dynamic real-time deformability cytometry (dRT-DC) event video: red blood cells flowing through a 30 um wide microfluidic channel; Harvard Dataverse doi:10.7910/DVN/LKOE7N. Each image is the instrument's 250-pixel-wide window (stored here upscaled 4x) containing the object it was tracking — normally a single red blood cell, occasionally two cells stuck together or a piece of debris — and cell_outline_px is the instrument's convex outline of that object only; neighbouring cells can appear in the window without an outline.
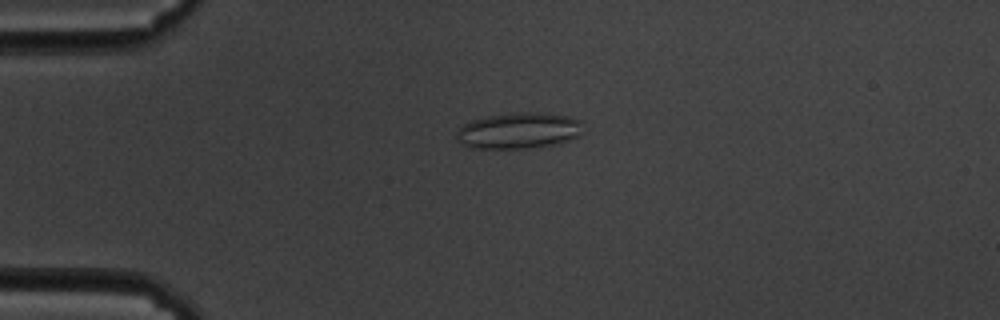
{"species": "common noctule bat (a hibernating species)", "species_latin": "Nyctalus noctula", "temperature_condition": "cold", "stored_images_in_passage": 60, "camera_frame_rate_fps": 3000, "um_per_image_px": 0.085, "animal": {"sex": "male", "body_mass_g": 19.5, "forearm_length_mm": 54.6}, "frame": {"image": 1, "passage_image": 15, "time_ms": 4.667, "image_size_px": [1000, 320], "cell_outline_px": [[580, 132], [576, 136], [568, 140], [556, 144], [524, 148], [472, 148], [460, 144], [456, 136], [456, 132], [468, 120], [488, 116], [512, 112], [548, 112], [568, 116], [580, 120]], "centroid_in_image_um": [44.04, 11.08], "position_along_channel_um": 41.0, "area_um2": 26.65}}
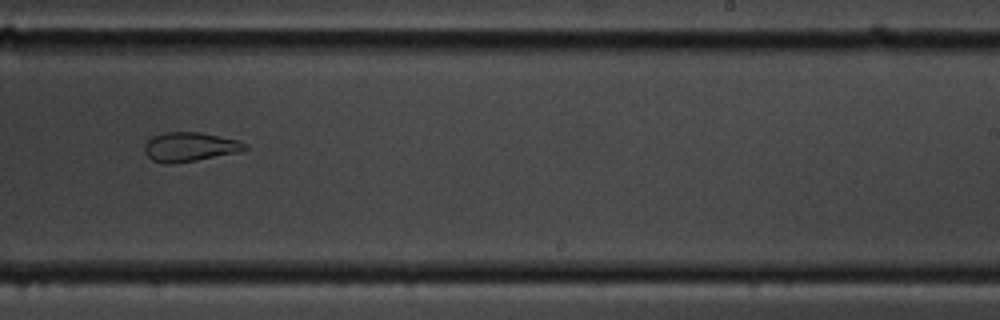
{"frame": {"image": 2, "passage_image": 38, "time_ms": 12.333, "image_size_px": [1000, 320], "cell_outline_px": [[248, 148], [236, 152], [196, 160], [172, 164], [164, 164], [152, 160], [144, 152], [144, 144], [152, 136], [164, 132], [200, 132], [240, 140], [248, 144]], "centroid_in_image_um": [16.11, 12.48], "position_along_channel_um": 272.9, "area_um2": 17.17}}
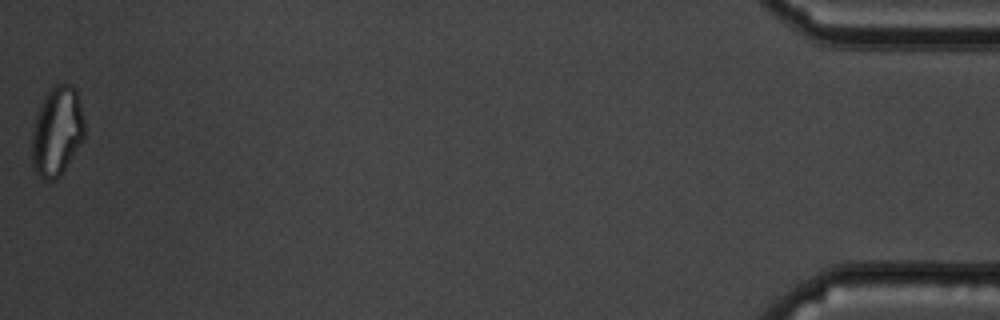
{"frame": {"image": 3, "passage_image": 60, "time_ms": 19.667, "image_size_px": [1000, 320], "cell_outline_px": [[84, 136], [80, 144], [64, 172], [56, 180], [44, 180], [36, 172], [32, 164], [32, 132], [36, 116], [40, 104], [44, 96], [56, 84], [72, 84], [76, 88], [84, 120]], "centroid_in_image_um": [4.84, 11.18], "position_along_channel_um": 430.4, "area_um2": 27.46}, "authors_computed_cell_mechanics": {"area_um2": 24.276, "velocity_mm_per_s": 3.3899, "shape_relaxation_time_tau1_ms": null, "shape_relaxation_time_tau2_ms": 2.1663, "deformation_change_tau1": null, "deformation_change_tau2": 0.087}}